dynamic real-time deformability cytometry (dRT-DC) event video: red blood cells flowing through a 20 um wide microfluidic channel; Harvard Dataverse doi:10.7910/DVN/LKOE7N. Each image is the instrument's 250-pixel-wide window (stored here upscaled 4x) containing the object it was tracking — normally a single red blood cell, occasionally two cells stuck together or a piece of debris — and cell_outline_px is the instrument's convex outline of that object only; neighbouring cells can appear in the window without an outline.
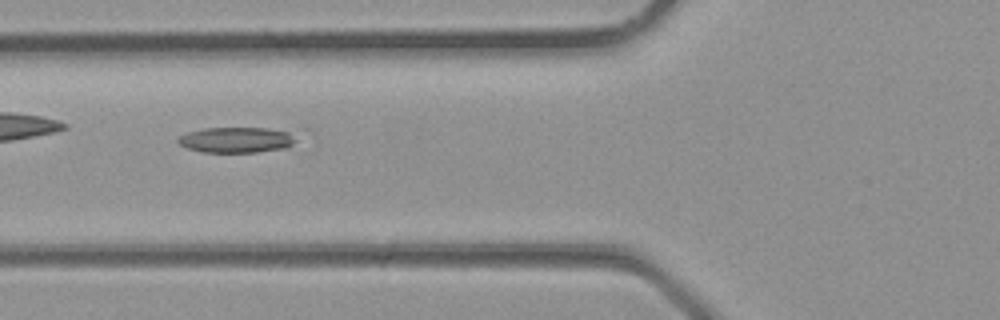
{"species": "common noctule bat (a hibernating species)", "species_latin": "Nyctalus noctula", "temperature_condition": "room temperature", "stored_images_in_passage": 9, "camera_frame_rate_fps": 3000, "um_per_image_px": 0.085, "animal": {"sex": "male", "body_mass_g": 23.1, "forearm_length_mm": 52.7}, "frame": {"image": 1, "passage_image": 3, "time_ms": 0.667, "image_size_px": [1000, 320], "cell_outline_px": [[296, 140], [288, 148], [256, 152], [200, 152], [188, 148], [180, 144], [176, 140], [180, 136], [188, 132], [204, 128], [264, 128], [288, 132]], "centroid_in_image_um": [20.06, 11.9], "position_along_channel_um": 105.7, "area_um2": 17.4}}
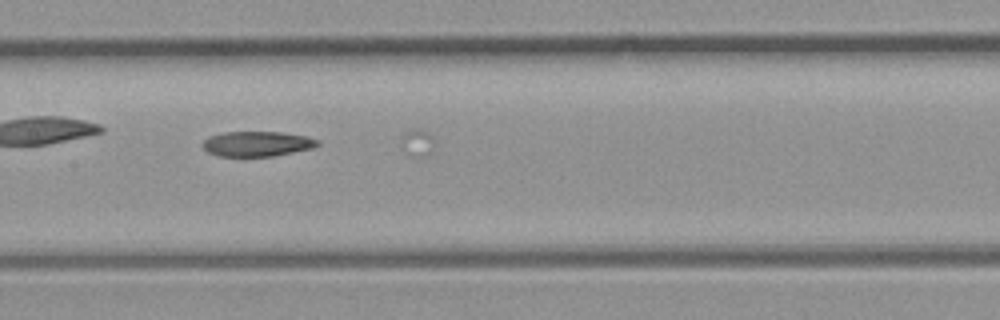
{"frame": {"image": 2, "passage_image": 7, "time_ms": 2.0, "image_size_px": [1000, 320], "cell_outline_px": [[320, 144], [312, 148], [272, 156], [216, 156], [208, 152], [200, 144], [208, 136], [224, 132], [280, 132], [308, 136], [320, 140]], "centroid_in_image_um": [21.84, 12.22], "position_along_channel_um": 185.6, "area_um2": 16.88}}